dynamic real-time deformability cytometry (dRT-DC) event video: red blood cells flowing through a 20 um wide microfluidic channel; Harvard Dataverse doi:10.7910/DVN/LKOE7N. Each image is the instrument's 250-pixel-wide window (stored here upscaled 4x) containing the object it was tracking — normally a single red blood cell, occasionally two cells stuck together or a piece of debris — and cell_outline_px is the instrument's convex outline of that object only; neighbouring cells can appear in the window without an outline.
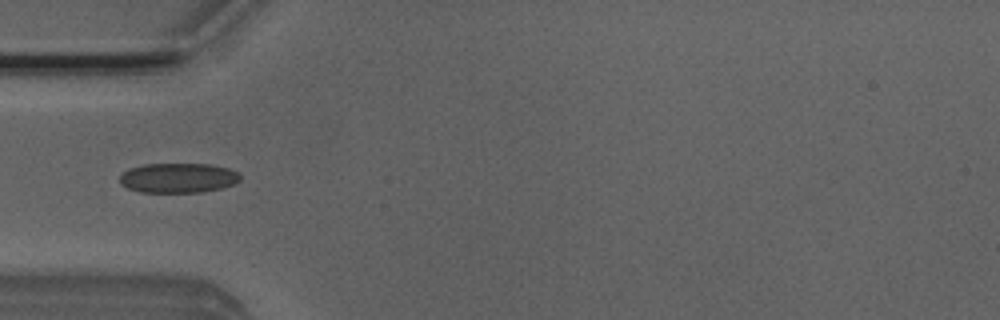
{"species": "Egyptian fruit bat (a non-hibernating species)", "species_latin": "Rousettus aegyptiacus", "temperature_condition": "room temperature", "stored_images_in_passage": 6, "camera_frame_rate_fps": 3000, "um_per_image_px": 0.085, "animal": {"sex": "male"}, "frame": {"image": 1, "passage_image": 3, "time_ms": 0.667, "image_size_px": [1000, 320], "cell_outline_px": [[240, 180], [236, 184], [220, 188], [200, 192], [140, 192], [128, 188], [120, 184], [120, 176], [128, 168], [144, 164], [212, 164], [228, 168], [240, 172]], "centroid_in_image_um": [15.16, 15.11], "position_along_channel_um": 69.8, "area_um2": 21.04}}
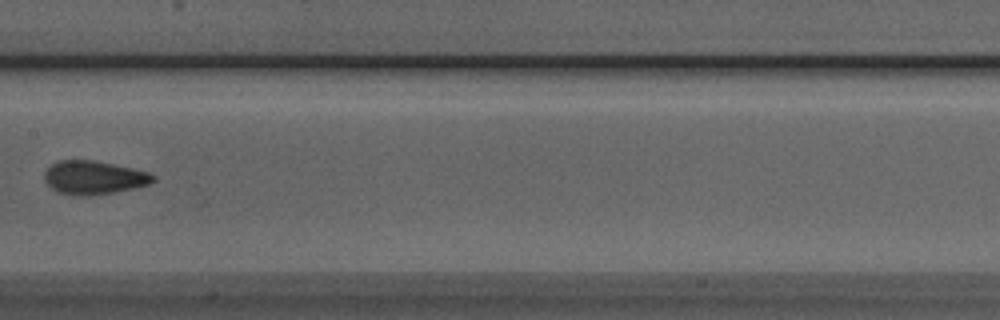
{"frame": {"image": 2, "passage_image": 6, "time_ms": 1.667, "image_size_px": [1000, 320], "cell_outline_px": [[156, 180], [148, 184], [116, 192], [88, 196], [72, 196], [56, 192], [44, 180], [44, 172], [52, 164], [60, 160], [92, 160], [132, 168], [148, 172], [156, 176]], "centroid_in_image_um": [7.95, 15.11], "position_along_channel_um": 199.4, "area_um2": 21.27}}